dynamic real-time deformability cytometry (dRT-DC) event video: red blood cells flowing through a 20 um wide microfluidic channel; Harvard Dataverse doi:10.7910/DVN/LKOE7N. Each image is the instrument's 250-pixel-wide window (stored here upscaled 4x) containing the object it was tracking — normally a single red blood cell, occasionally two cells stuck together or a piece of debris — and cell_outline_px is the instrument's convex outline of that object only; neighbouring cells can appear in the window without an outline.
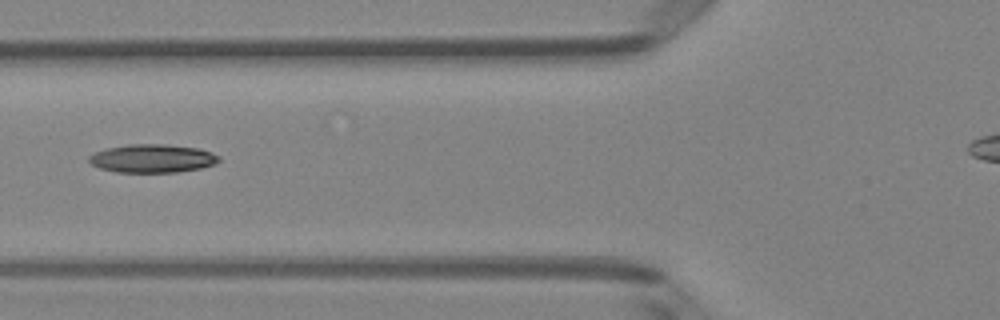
{"species": "Egyptian fruit bat (a non-hibernating species)", "species_latin": "Rousettus aegyptiacus", "temperature_condition": "room temperature", "stored_images_in_passage": 5, "camera_frame_rate_fps": 3000, "um_per_image_px": 0.085, "animal": {"sex": "female"}, "frame": {"image": 1, "passage_image": 5, "time_ms": 1.333, "image_size_px": [1000, 320], "cell_outline_px": [[220, 160], [216, 164], [200, 168], [176, 172], [116, 172], [100, 168], [92, 164], [88, 160], [88, 156], [96, 152], [108, 148], [128, 144], [164, 144], [200, 148], [212, 152], [220, 156]], "centroid_in_image_um": [12.99, 13.46], "position_along_channel_um": 112.8, "area_um2": 21.5}}